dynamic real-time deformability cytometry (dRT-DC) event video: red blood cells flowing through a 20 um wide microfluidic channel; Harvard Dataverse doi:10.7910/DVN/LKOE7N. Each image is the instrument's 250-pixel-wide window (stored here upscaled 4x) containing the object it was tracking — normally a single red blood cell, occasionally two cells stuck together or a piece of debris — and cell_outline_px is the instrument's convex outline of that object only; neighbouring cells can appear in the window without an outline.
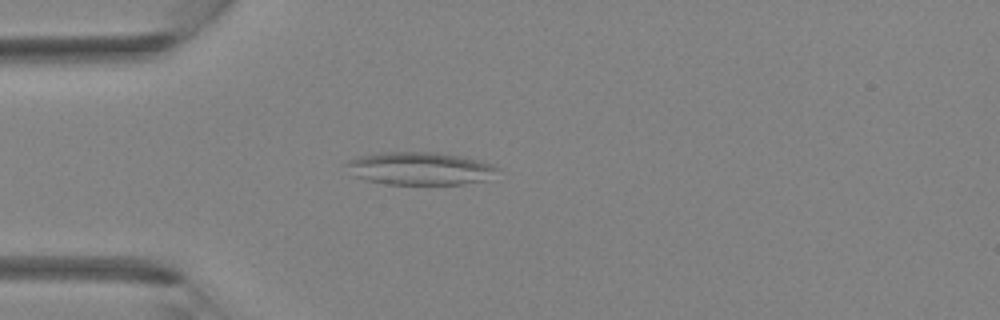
{"species": "Egyptian fruit bat (a non-hibernating species)", "species_latin": "Rousettus aegyptiacus", "temperature_condition": "room temperature", "stored_images_in_passage": 4, "camera_frame_rate_fps": 3000, "um_per_image_px": 0.085, "animal": {"sex": "female"}, "frame": {"image": 1, "passage_image": 4, "time_ms": 1.0, "image_size_px": [1000, 320], "cell_outline_px": [[500, 168], [488, 180], [464, 184], [388, 184], [368, 180], [356, 176], [344, 164], [348, 160], [360, 156], [384, 152], [436, 152], [464, 156], [480, 160], [492, 164]], "centroid_in_image_um": [35.76, 14.31], "position_along_channel_um": 49.2, "area_um2": 28.9}}